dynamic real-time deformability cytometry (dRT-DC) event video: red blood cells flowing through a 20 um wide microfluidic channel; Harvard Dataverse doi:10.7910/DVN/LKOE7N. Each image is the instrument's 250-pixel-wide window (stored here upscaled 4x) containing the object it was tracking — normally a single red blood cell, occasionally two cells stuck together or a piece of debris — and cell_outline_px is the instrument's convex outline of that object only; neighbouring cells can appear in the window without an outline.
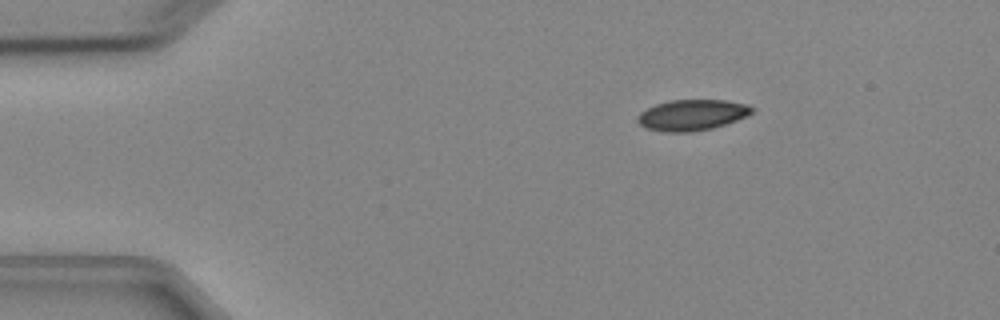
{"species": "Egyptian fruit bat (a non-hibernating species)", "species_latin": "Rousettus aegyptiacus", "temperature_condition": "cold", "stored_images_in_passage": 3, "camera_frame_rate_fps": 3000, "um_per_image_px": 0.085, "animal": {"sex": "female"}, "frame": {"image": 1, "passage_image": 1, "time_ms": 0.0, "image_size_px": [1000, 320], "cell_outline_px": [[756, 108], [748, 116], [712, 128], [688, 132], [668, 132], [648, 128], [640, 124], [636, 120], [636, 116], [640, 112], [656, 104], [668, 100], [724, 100], [748, 104]], "centroid_in_image_um": [58.84, 9.76], "position_along_channel_um": 26.2, "area_um2": 20.52}}
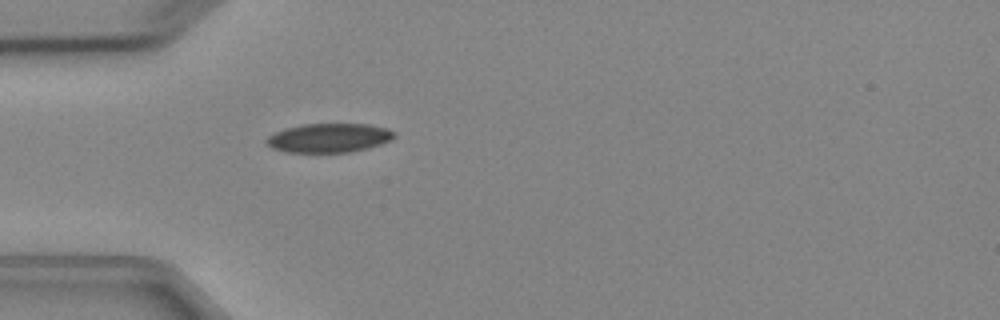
{"frame": {"image": 2, "passage_image": 3, "time_ms": 2.333, "image_size_px": [1000, 320], "cell_outline_px": [[396, 136], [392, 140], [368, 148], [348, 152], [284, 152], [272, 148], [264, 140], [268, 136], [284, 128], [300, 124], [368, 124], [388, 128], [396, 132]], "centroid_in_image_um": [27.98, 11.71], "position_along_channel_um": 57.0, "area_um2": 21.79}}